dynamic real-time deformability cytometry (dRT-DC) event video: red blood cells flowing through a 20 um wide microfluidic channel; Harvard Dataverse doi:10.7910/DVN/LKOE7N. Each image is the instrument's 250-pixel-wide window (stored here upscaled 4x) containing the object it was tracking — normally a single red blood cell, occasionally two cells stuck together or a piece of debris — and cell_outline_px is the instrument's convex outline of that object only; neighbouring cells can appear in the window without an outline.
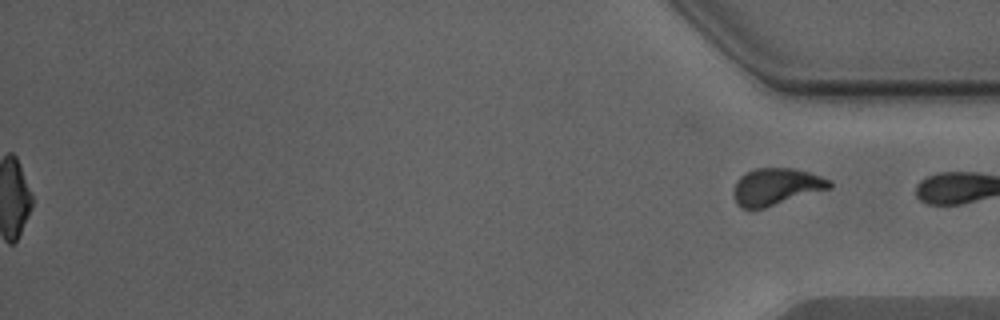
{"species": "Egyptian fruit bat (a non-hibernating species)", "species_latin": "Rousettus aegyptiacus", "temperature_condition": "warm", "stored_images_in_passage": 35, "segment_of_instrument_passage": [2, 2], "camera_frame_rate_fps": 3000, "um_per_image_px": 0.085, "animal": {"sex": "male"}, "frame": {"image": 1, "passage_image": 35, "time_ms": 11.333, "image_size_px": [1000, 320], "cell_outline_px": [[832, 188], [764, 208], [740, 208], [736, 204], [732, 192], [736, 180], [740, 176], [756, 168], [792, 168], [808, 172], [832, 180]], "centroid_in_image_um": [65.97, 15.87], "position_along_channel_um": 369.2, "area_um2": 20.75}}